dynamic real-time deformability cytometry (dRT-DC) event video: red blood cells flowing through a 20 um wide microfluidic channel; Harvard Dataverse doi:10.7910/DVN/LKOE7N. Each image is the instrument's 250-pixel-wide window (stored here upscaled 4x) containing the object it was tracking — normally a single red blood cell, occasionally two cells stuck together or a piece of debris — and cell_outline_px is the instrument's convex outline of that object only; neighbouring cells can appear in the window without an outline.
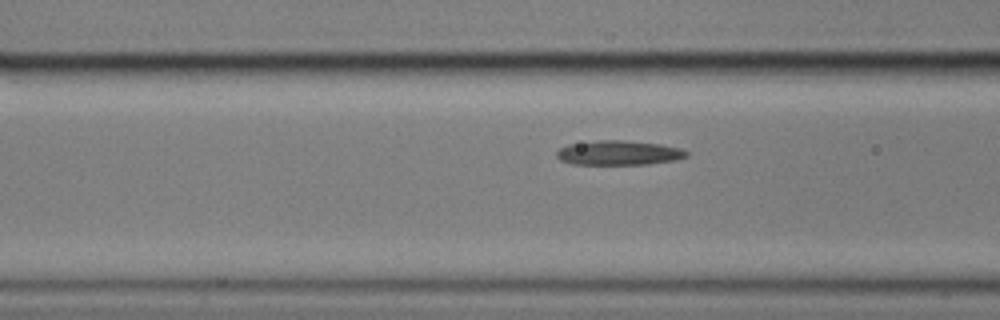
{"species": "common noctule bat (a hibernating species)", "species_latin": "Nyctalus noctula", "temperature_condition": "cold", "stored_images_in_passage": 14, "camera_frame_rate_fps": 3000, "um_per_image_px": 0.085, "animal": {"sex": "male", "body_mass_g": 17.9}, "frame": {"image": 1, "passage_image": 12, "time_ms": 3.667, "image_size_px": [1000, 320], "cell_outline_px": [[688, 156], [676, 160], [648, 164], [572, 164], [560, 160], [556, 156], [556, 152], [560, 148], [568, 144], [600, 140], [624, 140], [660, 144], [680, 148], [688, 152]], "centroid_in_image_um": [52.59, 12.99], "position_along_channel_um": 114.0, "area_um2": 18.55}}